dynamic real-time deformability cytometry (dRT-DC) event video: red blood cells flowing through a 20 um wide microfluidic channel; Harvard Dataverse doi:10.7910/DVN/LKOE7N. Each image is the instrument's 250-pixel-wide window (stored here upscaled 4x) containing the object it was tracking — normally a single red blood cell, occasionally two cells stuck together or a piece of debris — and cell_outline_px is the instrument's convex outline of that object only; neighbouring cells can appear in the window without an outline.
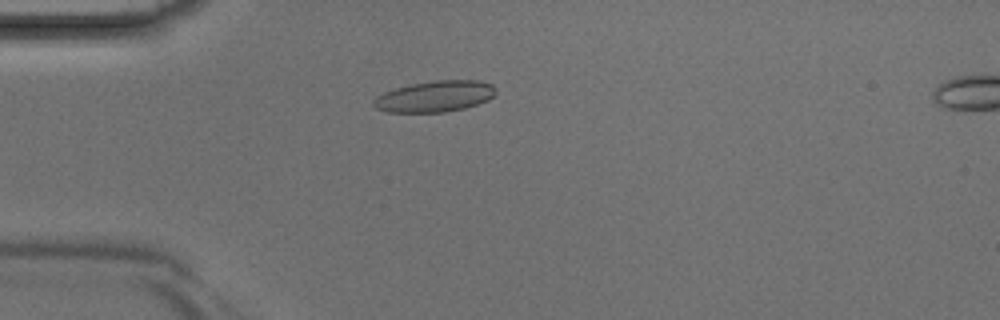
{"species": "Egyptian fruit bat (a non-hibernating species)", "species_latin": "Rousettus aegyptiacus", "temperature_condition": "room temperature", "stored_images_in_passage": 43, "camera_frame_rate_fps": 3000, "um_per_image_px": 0.085, "animal": {"sex": "male"}, "frame": {"image": 1, "passage_image": 12, "time_ms": 3.667, "image_size_px": [1000, 320], "cell_outline_px": [[496, 92], [488, 100], [464, 108], [444, 112], [388, 112], [376, 108], [372, 104], [372, 100], [376, 96], [384, 92], [396, 88], [412, 84], [436, 80], [480, 80], [492, 84], [496, 88]], "centroid_in_image_um": [36.96, 8.19], "position_along_channel_um": 48.0, "area_um2": 22.14}}
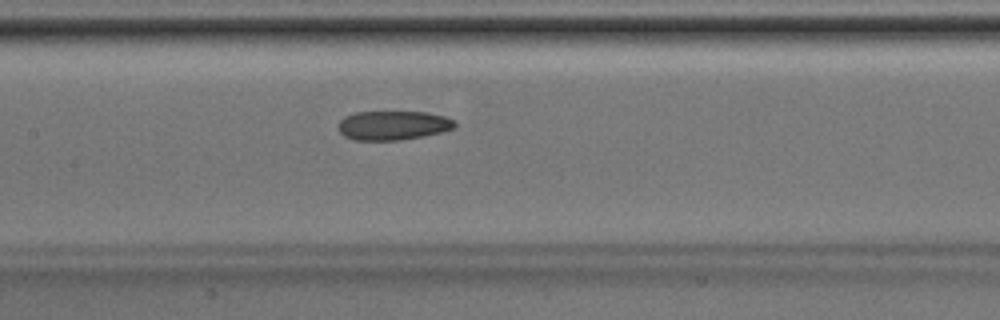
{"frame": {"image": 2, "passage_image": 21, "time_ms": 6.667, "image_size_px": [1000, 320], "cell_outline_px": [[456, 124], [452, 128], [440, 132], [420, 136], [396, 140], [352, 140], [344, 136], [340, 132], [340, 120], [344, 116], [356, 112], [428, 112], [444, 116], [452, 120]], "centroid_in_image_um": [33.36, 10.65], "position_along_channel_um": 174.0, "area_um2": 19.48}}
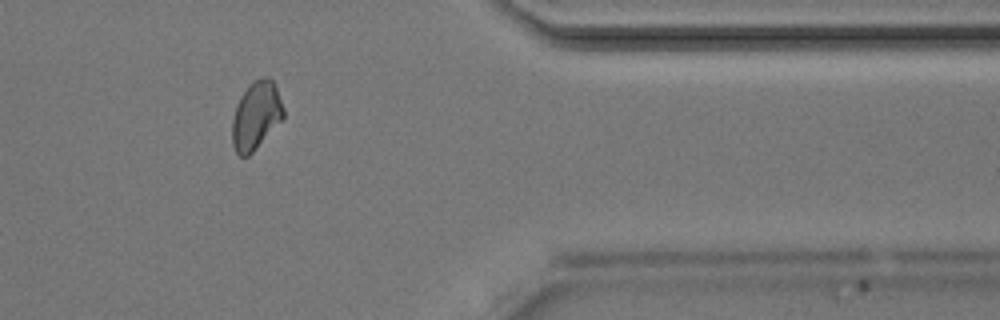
{"frame": {"image": 3, "passage_image": 36, "time_ms": 11.667, "image_size_px": [1000, 320], "cell_outline_px": [[284, 116], [256, 148], [248, 156], [240, 156], [236, 152], [232, 144], [232, 120], [236, 104], [240, 96], [252, 80], [264, 76], [268, 76], [272, 80], [276, 88], [284, 108]], "centroid_in_image_um": [21.74, 9.79], "position_along_channel_um": 389.7, "area_um2": 20.17}}